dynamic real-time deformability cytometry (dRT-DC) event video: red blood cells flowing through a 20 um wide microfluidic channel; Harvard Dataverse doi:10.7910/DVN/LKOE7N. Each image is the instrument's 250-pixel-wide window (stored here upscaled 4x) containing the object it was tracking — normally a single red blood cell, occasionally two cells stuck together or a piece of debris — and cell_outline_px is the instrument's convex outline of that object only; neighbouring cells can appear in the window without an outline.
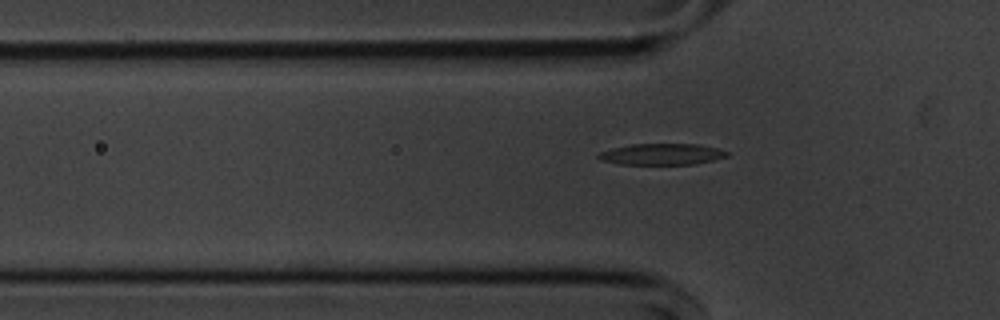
{"species": "common noctule bat (a hibernating species)", "species_latin": "Nyctalus noctula", "temperature_condition": "cold", "stored_images_in_passage": 40, "camera_frame_rate_fps": 3000, "um_per_image_px": 0.085, "animal": {"sex": "male", "body_mass_g": 20.1, "forearm_length_mm": 53.5}, "frame": {"image": 1, "passage_image": 3, "time_ms": 0.667, "image_size_px": [1000, 320], "cell_outline_px": [[728, 156], [712, 160], [692, 164], [620, 164], [600, 160], [596, 156], [600, 152], [612, 148], [632, 144], [700, 144], [716, 148], [728, 152]], "centroid_in_image_um": [56.22, 13.1], "position_along_channel_um": 69.6, "area_um2": 15.78}}
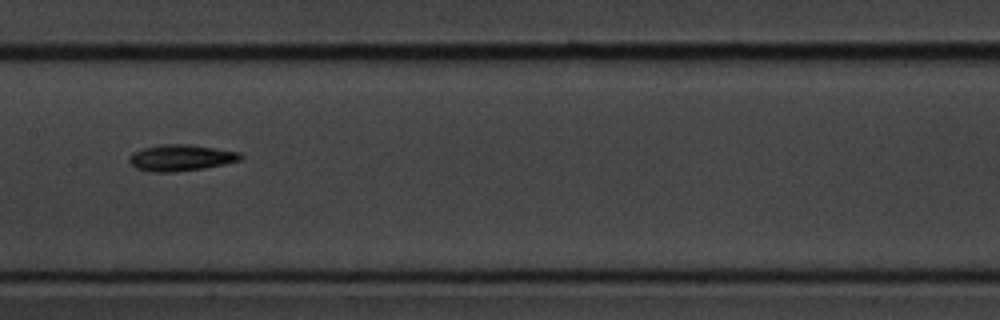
{"frame": {"image": 2, "passage_image": 13, "time_ms": 4.0, "image_size_px": [1000, 320], "cell_outline_px": [[244, 156], [240, 160], [224, 164], [204, 168], [176, 172], [148, 172], [136, 168], [128, 160], [128, 156], [132, 152], [144, 148], [164, 144], [192, 144], [240, 152]], "centroid_in_image_um": [15.37, 13.41], "position_along_channel_um": 192.0, "area_um2": 17.22}}
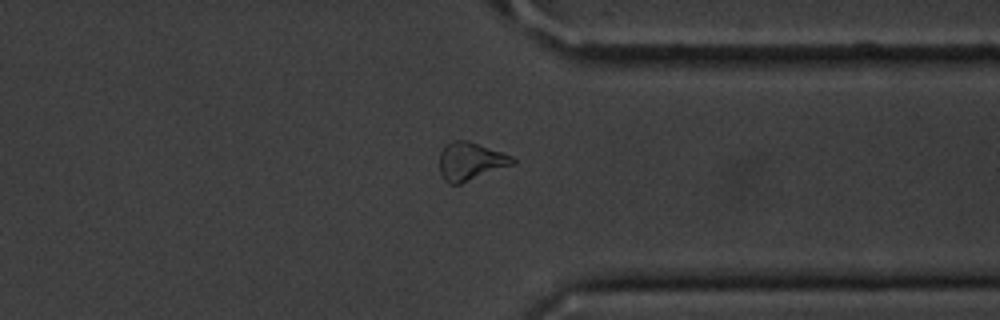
{"frame": {"image": 3, "passage_image": 28, "time_ms": 9.0, "image_size_px": [1000, 320], "cell_outline_px": [[516, 164], [460, 184], [448, 184], [440, 176], [440, 152], [444, 144], [452, 140], [468, 140], [512, 156], [516, 160]], "centroid_in_image_um": [39.98, 13.71], "position_along_channel_um": 371.4, "area_um2": 16.47}, "authors_computed_cell_mechanics": {"area_um2": 16.4441, "velocity_mm_per_s": 3.6459, "shape_relaxation_time_tau1_ms": 7.0559, "shape_relaxation_time_tau2_ms": null, "deformation_change_tau1": 0.1433, "deformation_change_tau2": null}}